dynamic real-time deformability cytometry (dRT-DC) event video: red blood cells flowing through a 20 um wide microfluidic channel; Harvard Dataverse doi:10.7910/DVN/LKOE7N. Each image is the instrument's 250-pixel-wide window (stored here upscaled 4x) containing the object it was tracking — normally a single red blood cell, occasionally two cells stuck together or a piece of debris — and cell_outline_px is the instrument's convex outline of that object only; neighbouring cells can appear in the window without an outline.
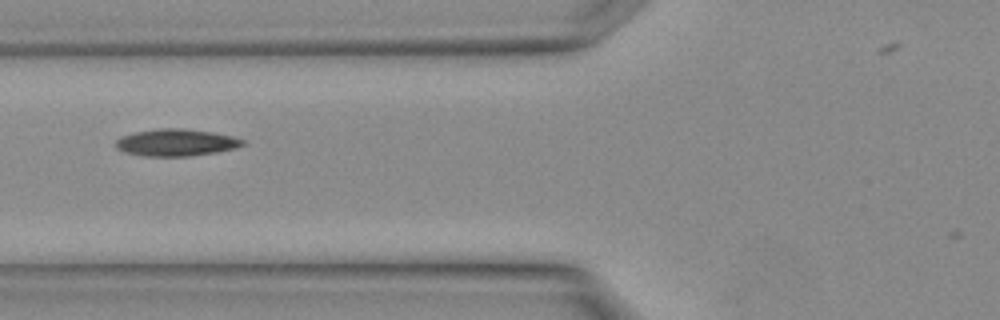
{"species": "Egyptian fruit bat (a non-hibernating species)", "species_latin": "Rousettus aegyptiacus", "temperature_condition": "warm", "stored_images_in_passage": 4, "camera_frame_rate_fps": 3000, "um_per_image_px": 0.085, "animal": {"sex": "female"}, "frame": {"image": 1, "passage_image": 4, "time_ms": 1.0, "image_size_px": [1000, 320], "cell_outline_px": [[248, 144], [236, 148], [216, 152], [188, 156], [144, 156], [124, 152], [116, 148], [116, 140], [124, 136], [136, 132], [160, 128], [184, 128], [212, 132], [232, 136], [244, 140]], "centroid_in_image_um": [15.01, 12.12], "position_along_channel_um": 110.8, "area_um2": 19.94}}